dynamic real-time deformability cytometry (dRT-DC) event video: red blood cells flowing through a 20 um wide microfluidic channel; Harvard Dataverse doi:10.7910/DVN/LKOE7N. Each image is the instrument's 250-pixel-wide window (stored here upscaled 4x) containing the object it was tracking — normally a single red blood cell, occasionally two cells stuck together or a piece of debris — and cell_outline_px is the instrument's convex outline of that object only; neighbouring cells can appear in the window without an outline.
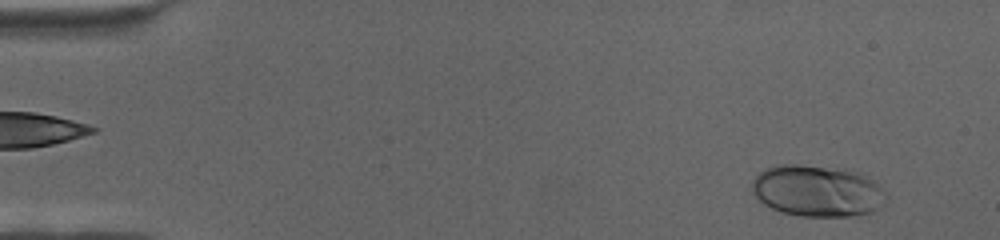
{"species": "human", "species_latin": "Homo sapiens", "temperature_condition": "cold", "stored_images_in_passage": 67, "camera_frame_rate_fps": 3000, "um_per_image_px": 0.085, "donor": {"sex": "female"}, "frame": {"image": 1, "passage_image": 5, "time_ms": 1.333, "image_size_px": [1000, 240], "cell_outline_px": [[888, 204], [872, 212], [848, 216], [800, 216], [784, 212], [772, 208], [764, 204], [752, 192], [752, 180], [760, 172], [768, 168], [780, 164], [796, 164], [844, 168], [860, 172], [876, 184], [888, 196]], "centroid_in_image_um": [69.51, 16.22], "position_along_channel_um": 15.5, "area_um2": 40.46}}
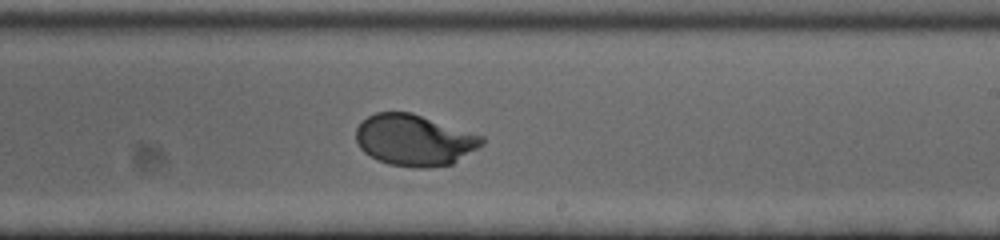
{"frame": {"image": 2, "passage_image": 41, "time_ms": 13.333, "image_size_px": [1000, 240], "cell_outline_px": [[484, 144], [452, 164], [428, 168], [416, 168], [388, 164], [376, 160], [364, 152], [360, 148], [356, 140], [356, 128], [368, 116], [376, 112], [412, 112], [484, 136]], "centroid_in_image_um": [35.22, 11.92], "position_along_channel_um": 253.8, "area_um2": 37.8}}
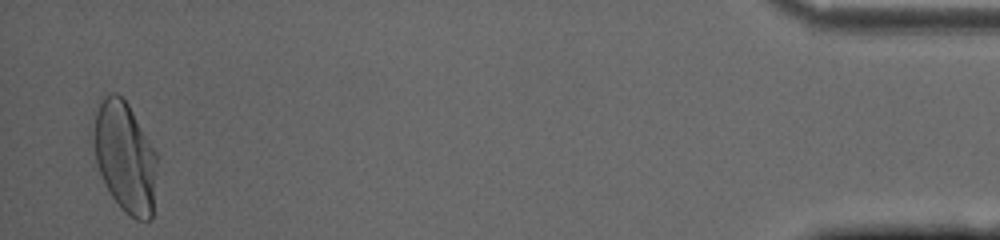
{"frame": {"image": 3, "passage_image": 66, "time_ms": 21.667, "image_size_px": [1000, 240], "cell_outline_px": [[156, 164], [152, 220], [136, 220], [124, 212], [120, 208], [108, 192], [104, 184], [96, 160], [96, 112], [104, 96], [112, 92], [116, 92], [128, 104], [156, 148]], "centroid_in_image_um": [10.67, 13.39], "position_along_channel_um": 424.5, "area_um2": 40.4}}